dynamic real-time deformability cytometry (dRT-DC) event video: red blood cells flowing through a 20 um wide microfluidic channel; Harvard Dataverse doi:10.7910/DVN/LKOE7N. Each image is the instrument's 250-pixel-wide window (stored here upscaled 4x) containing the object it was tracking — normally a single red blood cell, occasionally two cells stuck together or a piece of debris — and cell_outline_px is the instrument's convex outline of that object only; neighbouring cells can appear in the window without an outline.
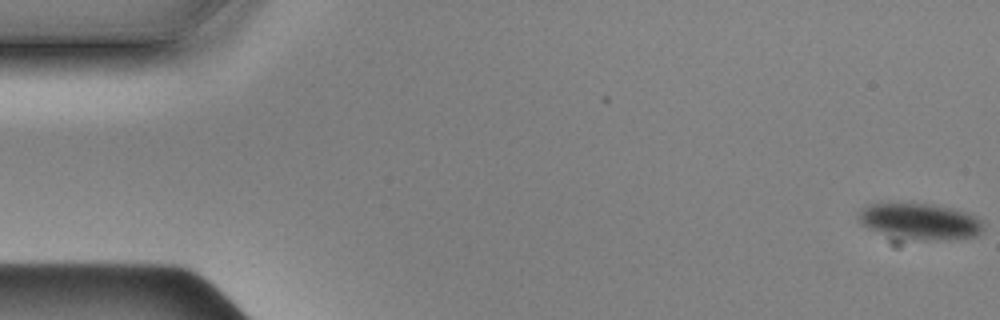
{"species": "Egyptian fruit bat (a non-hibernating species)", "species_latin": "Rousettus aegyptiacus", "temperature_condition": "cold", "stored_images_in_passage": 5, "camera_frame_rate_fps": 3000, "um_per_image_px": 0.085, "animal": {"sex": "male"}, "frame": {"image": 1, "passage_image": 1, "time_ms": 0.0, "image_size_px": [1000, 320], "cell_outline_px": [[984, 220], [980, 232], [972, 236], [896, 244], [868, 228], [860, 220], [860, 212], [868, 204], [932, 204], [952, 208], [976, 216]], "centroid_in_image_um": [78.12, 18.9], "position_along_channel_um": 6.9, "area_um2": 27.05}}